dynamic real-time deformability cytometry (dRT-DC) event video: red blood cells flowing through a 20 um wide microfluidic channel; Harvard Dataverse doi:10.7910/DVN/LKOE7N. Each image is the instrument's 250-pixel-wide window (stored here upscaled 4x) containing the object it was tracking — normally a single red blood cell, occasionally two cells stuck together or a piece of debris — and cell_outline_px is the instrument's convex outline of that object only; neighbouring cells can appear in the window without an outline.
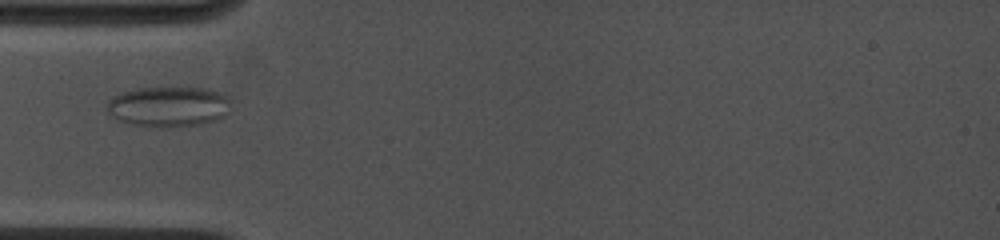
{"species": "common noctule bat (a hibernating species)", "species_latin": "Nyctalus noctula", "temperature_condition": "cold", "stored_images_in_passage": 26, "camera_frame_rate_fps": 4500, "um_per_image_px": 0.085, "animal": {"sex": "female", "body_mass_g": 19.0, "forearm_length_mm": 53.3}, "frame": {"image": 1, "passage_image": 1, "time_ms": 0.0, "image_size_px": [1000, 240], "cell_outline_px": [[232, 108], [224, 116], [216, 120], [200, 124], [168, 128], [160, 128], [132, 124], [116, 120], [108, 112], [108, 100], [112, 96], [120, 92], [136, 88], [204, 88], [220, 92], [228, 96], [232, 100]], "centroid_in_image_um": [14.35, 9.07], "position_along_channel_um": 70.6, "area_um2": 29.65}}
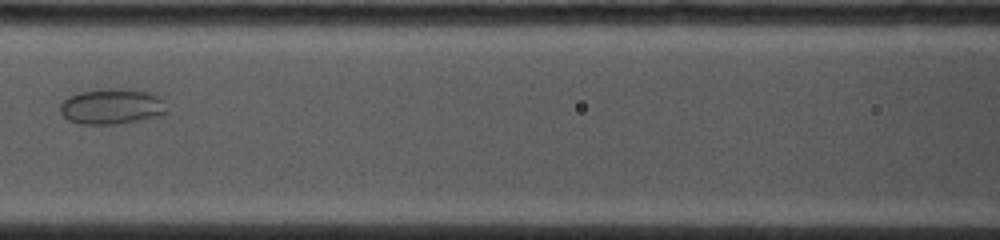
{"frame": {"image": 2, "passage_image": 9, "time_ms": 2.222, "image_size_px": [1000, 240], "cell_outline_px": [[168, 112], [164, 116], [116, 124], [80, 124], [68, 120], [60, 112], [60, 104], [68, 96], [80, 92], [108, 88], [136, 88], [152, 92], [160, 96], [164, 100]], "centroid_in_image_um": [9.58, 9.03], "position_along_channel_um": 157.0, "area_um2": 22.77}}
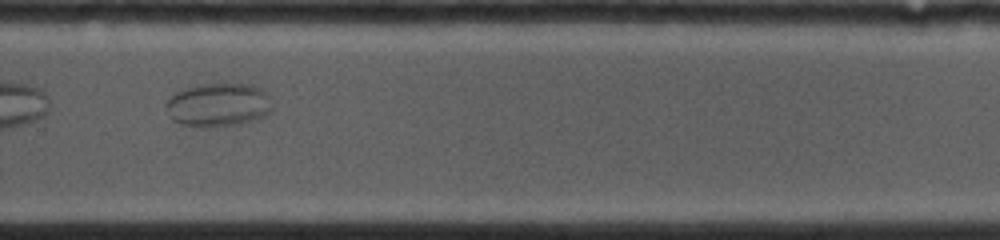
{"frame": {"image": 3, "passage_image": 22, "time_ms": 6.222, "image_size_px": [1000, 240], "cell_outline_px": [[272, 108], [260, 120], [212, 128], [200, 128], [180, 124], [172, 120], [164, 104], [176, 92], [184, 88], [196, 84], [252, 84], [260, 88], [268, 96], [272, 104]], "centroid_in_image_um": [18.54, 8.93], "position_along_channel_um": 311.3, "area_um2": 27.4}}